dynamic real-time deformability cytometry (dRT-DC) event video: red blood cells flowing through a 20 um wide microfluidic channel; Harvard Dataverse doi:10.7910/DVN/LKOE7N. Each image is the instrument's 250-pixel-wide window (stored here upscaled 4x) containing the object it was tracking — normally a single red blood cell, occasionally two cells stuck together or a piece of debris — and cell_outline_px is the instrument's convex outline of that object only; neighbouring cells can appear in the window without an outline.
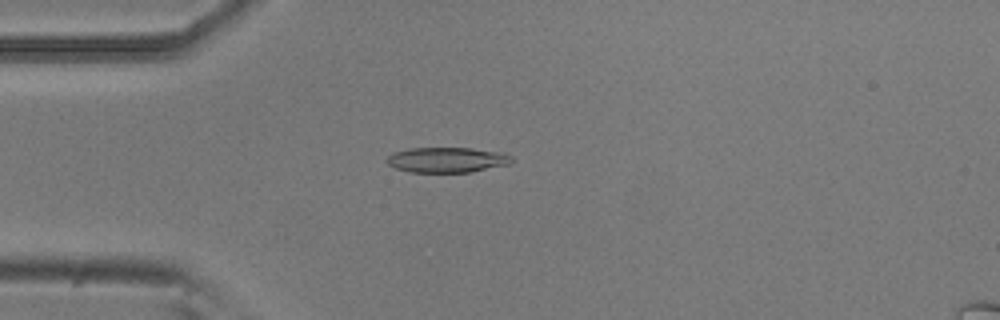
{"species": "common noctule bat (a hibernating species)", "species_latin": "Nyctalus noctula", "temperature_condition": "room temperature", "stored_images_in_passage": 48, "camera_frame_rate_fps": 3000, "um_per_image_px": 0.085, "animal": {"sex": "male", "body_mass_g": 20.5, "forearm_length_mm": 52.5}, "frame": {"image": 1, "passage_image": 9, "time_ms": 2.667, "image_size_px": [1000, 320], "cell_outline_px": [[512, 160], [508, 164], [468, 172], [408, 172], [396, 168], [388, 164], [384, 160], [392, 152], [408, 148], [472, 148], [504, 152], [512, 156]], "centroid_in_image_um": [37.95, 13.57], "position_along_channel_um": 47.1, "area_um2": 18.44}}
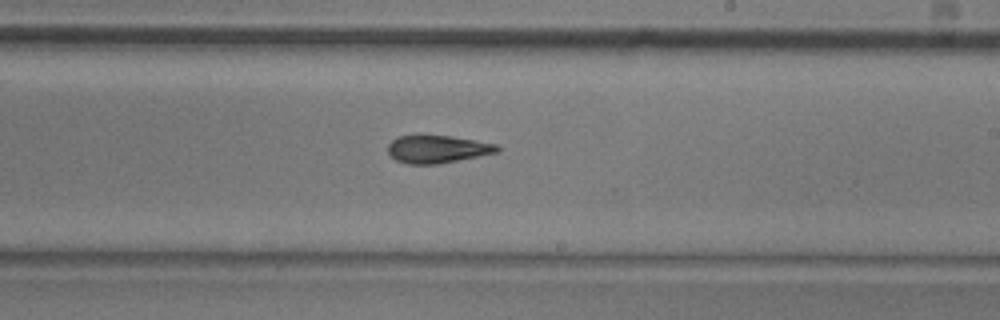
{"frame": {"image": 2, "passage_image": 26, "time_ms": 8.333, "image_size_px": [1000, 320], "cell_outline_px": [[500, 152], [436, 164], [408, 164], [396, 160], [388, 152], [388, 144], [396, 136], [416, 132], [420, 132], [452, 136], [476, 140], [496, 144], [500, 148]], "centroid_in_image_um": [37.13, 12.62], "position_along_channel_um": 251.9, "area_um2": 18.38}}
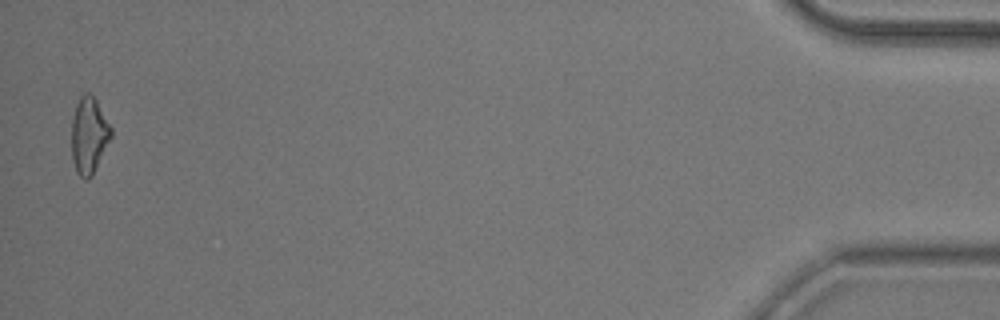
{"frame": {"image": 3, "passage_image": 47, "time_ms": 15.333, "image_size_px": [1000, 320], "cell_outline_px": [[112, 136], [92, 176], [88, 180], [84, 180], [76, 172], [72, 160], [72, 120], [76, 104], [80, 96], [84, 92], [88, 92], [96, 100], [112, 128]], "centroid_in_image_um": [7.56, 11.52], "position_along_channel_um": 427.6, "area_um2": 17.63}, "authors_computed_cell_mechanics": {"area_um2": 17.8313, "velocity_mm_per_s": 3.8332, "shape_relaxation_time_tau1_ms": 4.5614, "shape_relaxation_time_tau2_ms": 3.3162, "deformation_change_tau1": 0.1517, "deformation_change_tau2": 0.1158}}